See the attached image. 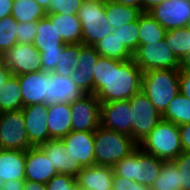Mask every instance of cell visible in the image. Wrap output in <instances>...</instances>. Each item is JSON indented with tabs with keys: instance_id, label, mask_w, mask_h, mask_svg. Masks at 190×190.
<instances>
[{
	"instance_id": "1",
	"label": "cell",
	"mask_w": 190,
	"mask_h": 190,
	"mask_svg": "<svg viewBox=\"0 0 190 190\" xmlns=\"http://www.w3.org/2000/svg\"><path fill=\"white\" fill-rule=\"evenodd\" d=\"M94 95L100 103L129 100L141 92L143 72L131 60L100 56L94 69Z\"/></svg>"
},
{
	"instance_id": "2",
	"label": "cell",
	"mask_w": 190,
	"mask_h": 190,
	"mask_svg": "<svg viewBox=\"0 0 190 190\" xmlns=\"http://www.w3.org/2000/svg\"><path fill=\"white\" fill-rule=\"evenodd\" d=\"M180 70L154 69L143 72L141 91L162 115L169 103L180 93Z\"/></svg>"
},
{
	"instance_id": "3",
	"label": "cell",
	"mask_w": 190,
	"mask_h": 190,
	"mask_svg": "<svg viewBox=\"0 0 190 190\" xmlns=\"http://www.w3.org/2000/svg\"><path fill=\"white\" fill-rule=\"evenodd\" d=\"M138 147L132 137L102 127L94 131L95 165L113 167Z\"/></svg>"
},
{
	"instance_id": "4",
	"label": "cell",
	"mask_w": 190,
	"mask_h": 190,
	"mask_svg": "<svg viewBox=\"0 0 190 190\" xmlns=\"http://www.w3.org/2000/svg\"><path fill=\"white\" fill-rule=\"evenodd\" d=\"M138 147L159 159L173 161L183 151L179 126L162 119L138 144Z\"/></svg>"
},
{
	"instance_id": "5",
	"label": "cell",
	"mask_w": 190,
	"mask_h": 190,
	"mask_svg": "<svg viewBox=\"0 0 190 190\" xmlns=\"http://www.w3.org/2000/svg\"><path fill=\"white\" fill-rule=\"evenodd\" d=\"M165 160L143 152L137 147L113 166L114 173L131 181L151 187L159 176Z\"/></svg>"
},
{
	"instance_id": "6",
	"label": "cell",
	"mask_w": 190,
	"mask_h": 190,
	"mask_svg": "<svg viewBox=\"0 0 190 190\" xmlns=\"http://www.w3.org/2000/svg\"><path fill=\"white\" fill-rule=\"evenodd\" d=\"M77 17L82 25V43L94 46L113 31L106 18L105 0L82 2Z\"/></svg>"
},
{
	"instance_id": "7",
	"label": "cell",
	"mask_w": 190,
	"mask_h": 190,
	"mask_svg": "<svg viewBox=\"0 0 190 190\" xmlns=\"http://www.w3.org/2000/svg\"><path fill=\"white\" fill-rule=\"evenodd\" d=\"M131 111V137L139 144L162 120L148 97L141 91L129 99Z\"/></svg>"
},
{
	"instance_id": "8",
	"label": "cell",
	"mask_w": 190,
	"mask_h": 190,
	"mask_svg": "<svg viewBox=\"0 0 190 190\" xmlns=\"http://www.w3.org/2000/svg\"><path fill=\"white\" fill-rule=\"evenodd\" d=\"M133 61L142 72L154 69L180 70V60L165 40L139 45L133 53Z\"/></svg>"
},
{
	"instance_id": "9",
	"label": "cell",
	"mask_w": 190,
	"mask_h": 190,
	"mask_svg": "<svg viewBox=\"0 0 190 190\" xmlns=\"http://www.w3.org/2000/svg\"><path fill=\"white\" fill-rule=\"evenodd\" d=\"M31 147L22 110L0 113V149L26 151Z\"/></svg>"
},
{
	"instance_id": "10",
	"label": "cell",
	"mask_w": 190,
	"mask_h": 190,
	"mask_svg": "<svg viewBox=\"0 0 190 190\" xmlns=\"http://www.w3.org/2000/svg\"><path fill=\"white\" fill-rule=\"evenodd\" d=\"M0 57L15 76L42 70L40 51L33 44L16 43Z\"/></svg>"
},
{
	"instance_id": "11",
	"label": "cell",
	"mask_w": 190,
	"mask_h": 190,
	"mask_svg": "<svg viewBox=\"0 0 190 190\" xmlns=\"http://www.w3.org/2000/svg\"><path fill=\"white\" fill-rule=\"evenodd\" d=\"M23 107L33 104L50 105L52 72L37 71L18 75Z\"/></svg>"
},
{
	"instance_id": "12",
	"label": "cell",
	"mask_w": 190,
	"mask_h": 190,
	"mask_svg": "<svg viewBox=\"0 0 190 190\" xmlns=\"http://www.w3.org/2000/svg\"><path fill=\"white\" fill-rule=\"evenodd\" d=\"M70 107L72 131H95L100 126L101 103L94 94H85Z\"/></svg>"
},
{
	"instance_id": "13",
	"label": "cell",
	"mask_w": 190,
	"mask_h": 190,
	"mask_svg": "<svg viewBox=\"0 0 190 190\" xmlns=\"http://www.w3.org/2000/svg\"><path fill=\"white\" fill-rule=\"evenodd\" d=\"M166 31L186 27L190 0H164L148 12Z\"/></svg>"
},
{
	"instance_id": "14",
	"label": "cell",
	"mask_w": 190,
	"mask_h": 190,
	"mask_svg": "<svg viewBox=\"0 0 190 190\" xmlns=\"http://www.w3.org/2000/svg\"><path fill=\"white\" fill-rule=\"evenodd\" d=\"M61 140L71 160L83 167L95 165L94 131H70Z\"/></svg>"
},
{
	"instance_id": "15",
	"label": "cell",
	"mask_w": 190,
	"mask_h": 190,
	"mask_svg": "<svg viewBox=\"0 0 190 190\" xmlns=\"http://www.w3.org/2000/svg\"><path fill=\"white\" fill-rule=\"evenodd\" d=\"M30 145L37 147L49 140L47 127L48 105L33 104L22 109Z\"/></svg>"
},
{
	"instance_id": "16",
	"label": "cell",
	"mask_w": 190,
	"mask_h": 190,
	"mask_svg": "<svg viewBox=\"0 0 190 190\" xmlns=\"http://www.w3.org/2000/svg\"><path fill=\"white\" fill-rule=\"evenodd\" d=\"M129 100L101 103L100 125L131 137Z\"/></svg>"
},
{
	"instance_id": "17",
	"label": "cell",
	"mask_w": 190,
	"mask_h": 190,
	"mask_svg": "<svg viewBox=\"0 0 190 190\" xmlns=\"http://www.w3.org/2000/svg\"><path fill=\"white\" fill-rule=\"evenodd\" d=\"M100 55L93 46L81 43V53L77 69L71 74V80L84 94H94V69Z\"/></svg>"
},
{
	"instance_id": "18",
	"label": "cell",
	"mask_w": 190,
	"mask_h": 190,
	"mask_svg": "<svg viewBox=\"0 0 190 190\" xmlns=\"http://www.w3.org/2000/svg\"><path fill=\"white\" fill-rule=\"evenodd\" d=\"M56 174L54 165L39 146L25 151V179L46 184Z\"/></svg>"
},
{
	"instance_id": "19",
	"label": "cell",
	"mask_w": 190,
	"mask_h": 190,
	"mask_svg": "<svg viewBox=\"0 0 190 190\" xmlns=\"http://www.w3.org/2000/svg\"><path fill=\"white\" fill-rule=\"evenodd\" d=\"M48 156L58 174H67L77 177L83 168L68 156L66 145L61 139H50L39 146Z\"/></svg>"
},
{
	"instance_id": "20",
	"label": "cell",
	"mask_w": 190,
	"mask_h": 190,
	"mask_svg": "<svg viewBox=\"0 0 190 190\" xmlns=\"http://www.w3.org/2000/svg\"><path fill=\"white\" fill-rule=\"evenodd\" d=\"M113 174L110 166L83 167L76 177L77 185L87 190H112Z\"/></svg>"
},
{
	"instance_id": "21",
	"label": "cell",
	"mask_w": 190,
	"mask_h": 190,
	"mask_svg": "<svg viewBox=\"0 0 190 190\" xmlns=\"http://www.w3.org/2000/svg\"><path fill=\"white\" fill-rule=\"evenodd\" d=\"M47 127L49 140L61 139L72 131L70 103L48 105Z\"/></svg>"
},
{
	"instance_id": "22",
	"label": "cell",
	"mask_w": 190,
	"mask_h": 190,
	"mask_svg": "<svg viewBox=\"0 0 190 190\" xmlns=\"http://www.w3.org/2000/svg\"><path fill=\"white\" fill-rule=\"evenodd\" d=\"M0 178L25 180V151L0 149Z\"/></svg>"
},
{
	"instance_id": "23",
	"label": "cell",
	"mask_w": 190,
	"mask_h": 190,
	"mask_svg": "<svg viewBox=\"0 0 190 190\" xmlns=\"http://www.w3.org/2000/svg\"><path fill=\"white\" fill-rule=\"evenodd\" d=\"M85 94L71 80L70 76L62 77L52 72L50 83V105L56 103H72L79 100Z\"/></svg>"
},
{
	"instance_id": "24",
	"label": "cell",
	"mask_w": 190,
	"mask_h": 190,
	"mask_svg": "<svg viewBox=\"0 0 190 190\" xmlns=\"http://www.w3.org/2000/svg\"><path fill=\"white\" fill-rule=\"evenodd\" d=\"M33 45L40 51L63 50L65 42L58 35L56 23L46 15L37 21V35L34 38Z\"/></svg>"
},
{
	"instance_id": "25",
	"label": "cell",
	"mask_w": 190,
	"mask_h": 190,
	"mask_svg": "<svg viewBox=\"0 0 190 190\" xmlns=\"http://www.w3.org/2000/svg\"><path fill=\"white\" fill-rule=\"evenodd\" d=\"M56 23L58 35L65 44L82 43V25L77 15L47 14Z\"/></svg>"
},
{
	"instance_id": "26",
	"label": "cell",
	"mask_w": 190,
	"mask_h": 190,
	"mask_svg": "<svg viewBox=\"0 0 190 190\" xmlns=\"http://www.w3.org/2000/svg\"><path fill=\"white\" fill-rule=\"evenodd\" d=\"M105 11L106 18L113 29L137 21L143 13L140 9L118 4L111 0H105Z\"/></svg>"
},
{
	"instance_id": "27",
	"label": "cell",
	"mask_w": 190,
	"mask_h": 190,
	"mask_svg": "<svg viewBox=\"0 0 190 190\" xmlns=\"http://www.w3.org/2000/svg\"><path fill=\"white\" fill-rule=\"evenodd\" d=\"M23 100L18 76L12 75L0 88V113L21 110Z\"/></svg>"
},
{
	"instance_id": "28",
	"label": "cell",
	"mask_w": 190,
	"mask_h": 190,
	"mask_svg": "<svg viewBox=\"0 0 190 190\" xmlns=\"http://www.w3.org/2000/svg\"><path fill=\"white\" fill-rule=\"evenodd\" d=\"M139 45L151 44L164 40L166 30L148 12L138 18Z\"/></svg>"
},
{
	"instance_id": "29",
	"label": "cell",
	"mask_w": 190,
	"mask_h": 190,
	"mask_svg": "<svg viewBox=\"0 0 190 190\" xmlns=\"http://www.w3.org/2000/svg\"><path fill=\"white\" fill-rule=\"evenodd\" d=\"M93 47L102 57L118 59L122 61L133 59V54L112 32L102 40L98 41Z\"/></svg>"
},
{
	"instance_id": "30",
	"label": "cell",
	"mask_w": 190,
	"mask_h": 190,
	"mask_svg": "<svg viewBox=\"0 0 190 190\" xmlns=\"http://www.w3.org/2000/svg\"><path fill=\"white\" fill-rule=\"evenodd\" d=\"M162 119L178 126L190 123V99L177 94L162 114Z\"/></svg>"
},
{
	"instance_id": "31",
	"label": "cell",
	"mask_w": 190,
	"mask_h": 190,
	"mask_svg": "<svg viewBox=\"0 0 190 190\" xmlns=\"http://www.w3.org/2000/svg\"><path fill=\"white\" fill-rule=\"evenodd\" d=\"M11 15L17 22H37L46 11L35 0H13Z\"/></svg>"
},
{
	"instance_id": "32",
	"label": "cell",
	"mask_w": 190,
	"mask_h": 190,
	"mask_svg": "<svg viewBox=\"0 0 190 190\" xmlns=\"http://www.w3.org/2000/svg\"><path fill=\"white\" fill-rule=\"evenodd\" d=\"M151 190H181L180 172L172 161H165Z\"/></svg>"
},
{
	"instance_id": "33",
	"label": "cell",
	"mask_w": 190,
	"mask_h": 190,
	"mask_svg": "<svg viewBox=\"0 0 190 190\" xmlns=\"http://www.w3.org/2000/svg\"><path fill=\"white\" fill-rule=\"evenodd\" d=\"M164 40L180 61L190 52V30L186 27L167 31Z\"/></svg>"
},
{
	"instance_id": "34",
	"label": "cell",
	"mask_w": 190,
	"mask_h": 190,
	"mask_svg": "<svg viewBox=\"0 0 190 190\" xmlns=\"http://www.w3.org/2000/svg\"><path fill=\"white\" fill-rule=\"evenodd\" d=\"M80 53L81 43L66 44L53 73L62 77L71 76L73 71L77 69Z\"/></svg>"
},
{
	"instance_id": "35",
	"label": "cell",
	"mask_w": 190,
	"mask_h": 190,
	"mask_svg": "<svg viewBox=\"0 0 190 190\" xmlns=\"http://www.w3.org/2000/svg\"><path fill=\"white\" fill-rule=\"evenodd\" d=\"M17 25L18 22L12 15L0 20V56L18 43L16 35Z\"/></svg>"
},
{
	"instance_id": "36",
	"label": "cell",
	"mask_w": 190,
	"mask_h": 190,
	"mask_svg": "<svg viewBox=\"0 0 190 190\" xmlns=\"http://www.w3.org/2000/svg\"><path fill=\"white\" fill-rule=\"evenodd\" d=\"M112 33L133 54L139 46L138 20L119 28H114Z\"/></svg>"
},
{
	"instance_id": "37",
	"label": "cell",
	"mask_w": 190,
	"mask_h": 190,
	"mask_svg": "<svg viewBox=\"0 0 190 190\" xmlns=\"http://www.w3.org/2000/svg\"><path fill=\"white\" fill-rule=\"evenodd\" d=\"M82 0H51L46 14L77 15Z\"/></svg>"
},
{
	"instance_id": "38",
	"label": "cell",
	"mask_w": 190,
	"mask_h": 190,
	"mask_svg": "<svg viewBox=\"0 0 190 190\" xmlns=\"http://www.w3.org/2000/svg\"><path fill=\"white\" fill-rule=\"evenodd\" d=\"M172 162L180 172L181 190H190V151H182Z\"/></svg>"
},
{
	"instance_id": "39",
	"label": "cell",
	"mask_w": 190,
	"mask_h": 190,
	"mask_svg": "<svg viewBox=\"0 0 190 190\" xmlns=\"http://www.w3.org/2000/svg\"><path fill=\"white\" fill-rule=\"evenodd\" d=\"M76 177L67 174H56L47 183V190H75Z\"/></svg>"
},
{
	"instance_id": "40",
	"label": "cell",
	"mask_w": 190,
	"mask_h": 190,
	"mask_svg": "<svg viewBox=\"0 0 190 190\" xmlns=\"http://www.w3.org/2000/svg\"><path fill=\"white\" fill-rule=\"evenodd\" d=\"M16 35L18 43L33 44L37 35V22H18Z\"/></svg>"
},
{
	"instance_id": "41",
	"label": "cell",
	"mask_w": 190,
	"mask_h": 190,
	"mask_svg": "<svg viewBox=\"0 0 190 190\" xmlns=\"http://www.w3.org/2000/svg\"><path fill=\"white\" fill-rule=\"evenodd\" d=\"M112 184V190H151V187L136 183L123 176H118L115 173L113 174Z\"/></svg>"
},
{
	"instance_id": "42",
	"label": "cell",
	"mask_w": 190,
	"mask_h": 190,
	"mask_svg": "<svg viewBox=\"0 0 190 190\" xmlns=\"http://www.w3.org/2000/svg\"><path fill=\"white\" fill-rule=\"evenodd\" d=\"M61 54L62 50H46V52H40L42 71L54 72Z\"/></svg>"
},
{
	"instance_id": "43",
	"label": "cell",
	"mask_w": 190,
	"mask_h": 190,
	"mask_svg": "<svg viewBox=\"0 0 190 190\" xmlns=\"http://www.w3.org/2000/svg\"><path fill=\"white\" fill-rule=\"evenodd\" d=\"M179 89L181 94L190 99V71L180 70Z\"/></svg>"
},
{
	"instance_id": "44",
	"label": "cell",
	"mask_w": 190,
	"mask_h": 190,
	"mask_svg": "<svg viewBox=\"0 0 190 190\" xmlns=\"http://www.w3.org/2000/svg\"><path fill=\"white\" fill-rule=\"evenodd\" d=\"M180 140L183 151H190V123L179 126Z\"/></svg>"
},
{
	"instance_id": "45",
	"label": "cell",
	"mask_w": 190,
	"mask_h": 190,
	"mask_svg": "<svg viewBox=\"0 0 190 190\" xmlns=\"http://www.w3.org/2000/svg\"><path fill=\"white\" fill-rule=\"evenodd\" d=\"M12 75L11 70L4 64L3 59L0 57V88L5 86Z\"/></svg>"
},
{
	"instance_id": "46",
	"label": "cell",
	"mask_w": 190,
	"mask_h": 190,
	"mask_svg": "<svg viewBox=\"0 0 190 190\" xmlns=\"http://www.w3.org/2000/svg\"><path fill=\"white\" fill-rule=\"evenodd\" d=\"M12 3L13 0H0V20L11 15Z\"/></svg>"
},
{
	"instance_id": "47",
	"label": "cell",
	"mask_w": 190,
	"mask_h": 190,
	"mask_svg": "<svg viewBox=\"0 0 190 190\" xmlns=\"http://www.w3.org/2000/svg\"><path fill=\"white\" fill-rule=\"evenodd\" d=\"M24 180H10L4 182L2 190H23Z\"/></svg>"
},
{
	"instance_id": "48",
	"label": "cell",
	"mask_w": 190,
	"mask_h": 190,
	"mask_svg": "<svg viewBox=\"0 0 190 190\" xmlns=\"http://www.w3.org/2000/svg\"><path fill=\"white\" fill-rule=\"evenodd\" d=\"M23 190H47V188H46V184L25 179Z\"/></svg>"
},
{
	"instance_id": "49",
	"label": "cell",
	"mask_w": 190,
	"mask_h": 190,
	"mask_svg": "<svg viewBox=\"0 0 190 190\" xmlns=\"http://www.w3.org/2000/svg\"><path fill=\"white\" fill-rule=\"evenodd\" d=\"M115 3L137 8L142 11V0H111Z\"/></svg>"
},
{
	"instance_id": "50",
	"label": "cell",
	"mask_w": 190,
	"mask_h": 190,
	"mask_svg": "<svg viewBox=\"0 0 190 190\" xmlns=\"http://www.w3.org/2000/svg\"><path fill=\"white\" fill-rule=\"evenodd\" d=\"M164 0H142V12H149Z\"/></svg>"
},
{
	"instance_id": "51",
	"label": "cell",
	"mask_w": 190,
	"mask_h": 190,
	"mask_svg": "<svg viewBox=\"0 0 190 190\" xmlns=\"http://www.w3.org/2000/svg\"><path fill=\"white\" fill-rule=\"evenodd\" d=\"M180 70L190 71V52L180 61Z\"/></svg>"
},
{
	"instance_id": "52",
	"label": "cell",
	"mask_w": 190,
	"mask_h": 190,
	"mask_svg": "<svg viewBox=\"0 0 190 190\" xmlns=\"http://www.w3.org/2000/svg\"><path fill=\"white\" fill-rule=\"evenodd\" d=\"M45 11L49 9L51 0H35Z\"/></svg>"
},
{
	"instance_id": "53",
	"label": "cell",
	"mask_w": 190,
	"mask_h": 190,
	"mask_svg": "<svg viewBox=\"0 0 190 190\" xmlns=\"http://www.w3.org/2000/svg\"><path fill=\"white\" fill-rule=\"evenodd\" d=\"M3 185H4V181L3 179L0 178V190H2Z\"/></svg>"
},
{
	"instance_id": "54",
	"label": "cell",
	"mask_w": 190,
	"mask_h": 190,
	"mask_svg": "<svg viewBox=\"0 0 190 190\" xmlns=\"http://www.w3.org/2000/svg\"><path fill=\"white\" fill-rule=\"evenodd\" d=\"M75 190H87V189L82 188V187H80V186L77 185V187L75 188Z\"/></svg>"
},
{
	"instance_id": "55",
	"label": "cell",
	"mask_w": 190,
	"mask_h": 190,
	"mask_svg": "<svg viewBox=\"0 0 190 190\" xmlns=\"http://www.w3.org/2000/svg\"><path fill=\"white\" fill-rule=\"evenodd\" d=\"M186 28H187L188 30H190V19H189V22H188L187 25H186Z\"/></svg>"
}]
</instances>
